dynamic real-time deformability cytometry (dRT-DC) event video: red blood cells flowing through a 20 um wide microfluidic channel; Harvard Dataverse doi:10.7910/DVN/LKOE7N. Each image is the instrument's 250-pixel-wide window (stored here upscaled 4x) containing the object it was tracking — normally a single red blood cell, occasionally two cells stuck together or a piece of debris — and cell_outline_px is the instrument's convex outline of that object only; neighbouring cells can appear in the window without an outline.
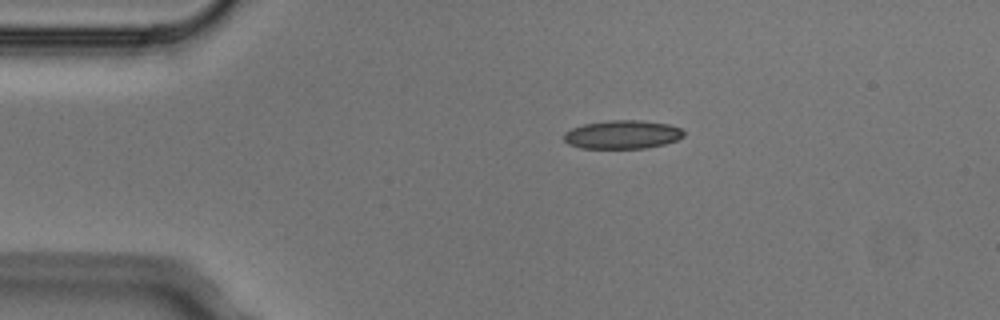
{"species": "Egyptian fruit bat (a non-hibernating species)", "species_latin": "Rousettus aegyptiacus", "temperature_condition": "cold", "stored_images_in_passage": 2, "camera_frame_rate_fps": 3000, "um_per_image_px": 0.085, "animal": {"sex": "male"}, "frame": {"image": 1, "passage_image": 1, "time_ms": 0.0, "image_size_px": [1000, 320], "cell_outline_px": [[684, 136], [676, 140], [664, 144], [644, 148], [580, 148], [568, 144], [564, 140], [564, 132], [572, 128], [584, 124], [608, 120], [640, 120], [668, 124], [680, 128], [684, 132]], "centroid_in_image_um": [52.88, 11.43], "position_along_channel_um": 32.1, "area_um2": 19.88}}